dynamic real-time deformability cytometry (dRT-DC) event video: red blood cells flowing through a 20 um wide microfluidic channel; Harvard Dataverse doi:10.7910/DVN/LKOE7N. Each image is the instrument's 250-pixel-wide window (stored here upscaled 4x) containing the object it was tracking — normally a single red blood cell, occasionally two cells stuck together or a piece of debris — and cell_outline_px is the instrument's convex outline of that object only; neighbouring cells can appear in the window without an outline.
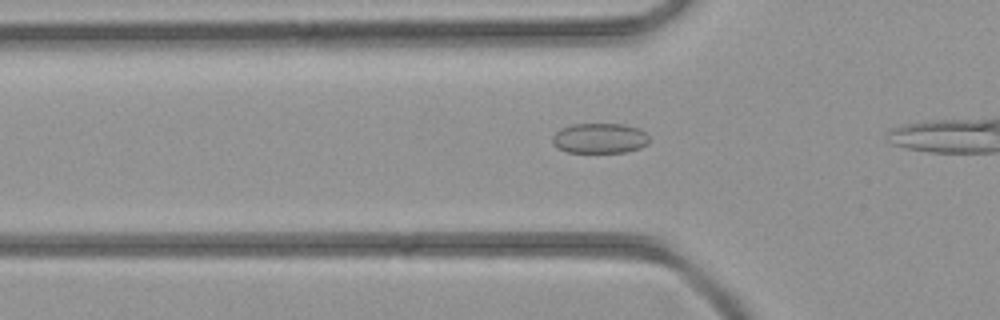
{"species": "common noctule bat (a hibernating species)", "species_latin": "Nyctalus noctula", "temperature_condition": "room temperature", "stored_images_in_passage": 10, "camera_frame_rate_fps": 3000, "um_per_image_px": 0.085, "animal": {"sex": "female", "body_mass_g": 21.9}, "frame": {"image": 1, "passage_image": 5, "time_ms": 1.333, "image_size_px": [1000, 320], "cell_outline_px": [[648, 144], [640, 148], [624, 152], [568, 152], [556, 148], [552, 144], [552, 136], [560, 128], [572, 124], [624, 124], [640, 128], [648, 136]], "centroid_in_image_um": [50.95, 11.75], "position_along_channel_um": 74.9, "area_um2": 17.17}}
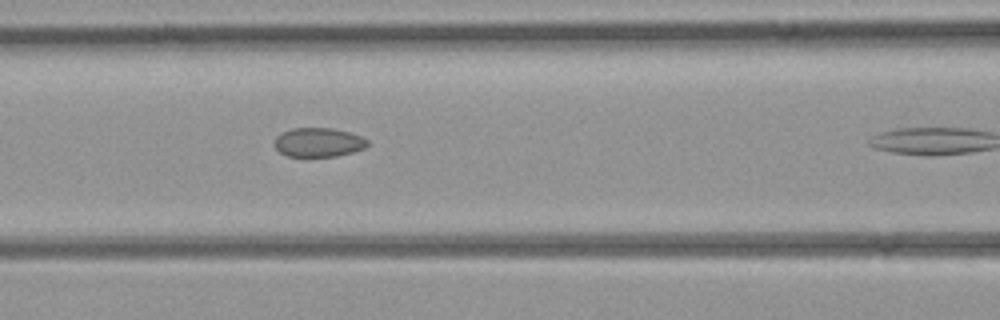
{"frame": {"image": 2, "passage_image": 9, "time_ms": 2.667, "image_size_px": [1000, 320], "cell_outline_px": [[368, 144], [364, 148], [352, 152], [336, 156], [288, 156], [280, 152], [276, 148], [276, 136], [292, 128], [332, 128], [348, 132], [360, 136], [368, 140]], "centroid_in_image_um": [27.08, 12.09], "position_along_channel_um": 139.5, "area_um2": 15.49}}